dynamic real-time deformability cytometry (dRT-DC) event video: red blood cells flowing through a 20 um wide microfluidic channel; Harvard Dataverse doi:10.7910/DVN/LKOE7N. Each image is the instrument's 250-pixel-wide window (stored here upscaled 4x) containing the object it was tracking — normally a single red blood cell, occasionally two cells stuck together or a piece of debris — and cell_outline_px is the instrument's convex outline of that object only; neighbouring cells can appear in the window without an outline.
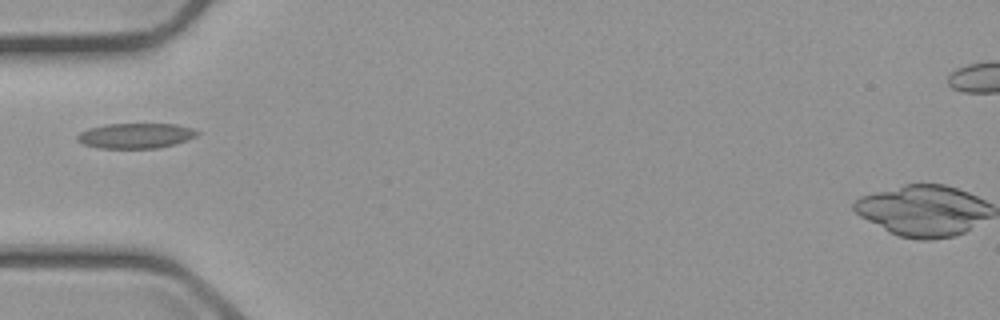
{"species": "common noctule bat (a hibernating species)", "species_latin": "Nyctalus noctula", "temperature_condition": "cold", "stored_images_in_passage": 1, "camera_frame_rate_fps": 3000, "um_per_image_px": 0.085, "animal": {"sex": "male", "body_mass_g": 23.1, "forearm_length_mm": 52.7}, "frame": {"image": 1, "passage_image": 1, "time_ms": 0.0, "image_size_px": [1000, 320], "cell_outline_px": [[200, 132], [196, 136], [172, 144], [156, 148], [100, 148], [84, 144], [76, 140], [76, 136], [80, 132], [88, 128], [104, 124], [176, 124], [192, 128]], "centroid_in_image_um": [11.48, 11.52], "position_along_channel_um": 73.5, "area_um2": 17.46}}